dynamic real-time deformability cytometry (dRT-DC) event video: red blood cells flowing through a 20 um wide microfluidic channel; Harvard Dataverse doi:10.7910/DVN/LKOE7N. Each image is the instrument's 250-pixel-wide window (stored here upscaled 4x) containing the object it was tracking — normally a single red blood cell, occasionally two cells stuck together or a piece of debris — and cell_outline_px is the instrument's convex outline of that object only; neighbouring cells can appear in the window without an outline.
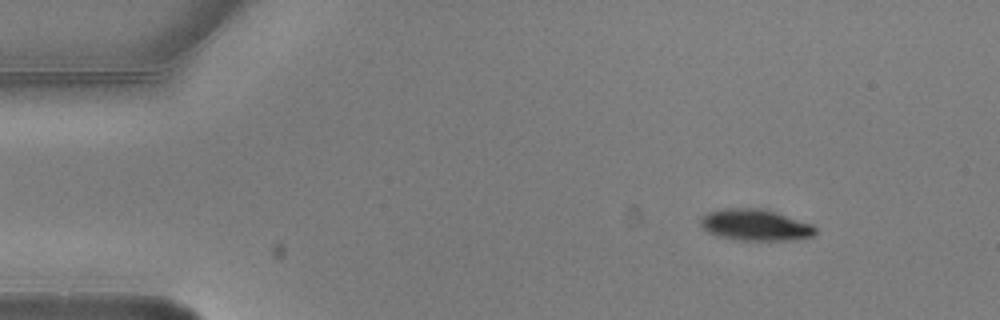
{"species": "common noctule bat (a hibernating species)", "species_latin": "Nyctalus noctula", "temperature_condition": "warm", "stored_images_in_passage": 6, "camera_frame_rate_fps": 3000, "um_per_image_px": 0.085, "animal": {"sex": "male", "body_mass_g": 20.5, "forearm_length_mm": 52.5}, "frame": {"image": 1, "passage_image": 1, "time_ms": 0.0, "image_size_px": [1000, 320], "cell_outline_px": [[816, 232], [812, 236], [796, 240], [736, 240], [716, 236], [708, 232], [700, 224], [700, 220], [708, 212], [724, 208], [760, 208], [812, 224], [816, 228]], "centroid_in_image_um": [64.18, 19.14], "position_along_channel_um": 20.8, "area_um2": 20.87}}
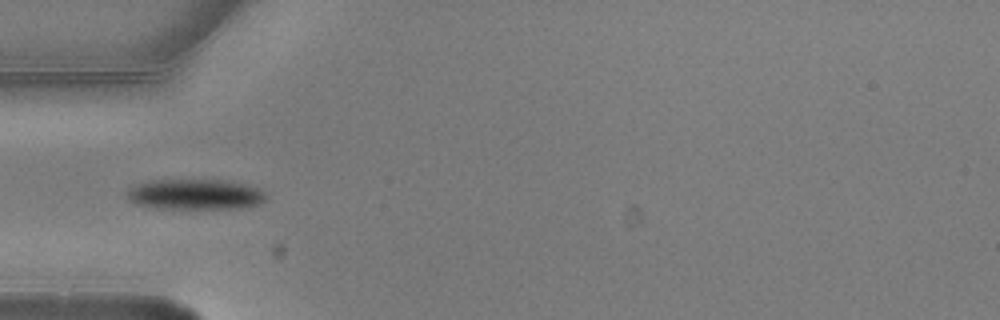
{"frame": {"image": 2, "passage_image": 4, "time_ms": 1.0, "image_size_px": [1000, 320], "cell_outline_px": [[268, 196], [260, 204], [244, 208], [160, 208], [136, 204], [128, 200], [124, 192], [128, 188], [152, 180], [220, 180], [244, 184], [260, 188]], "centroid_in_image_um": [16.59, 16.52], "position_along_channel_um": 68.4, "area_um2": 24.68}}
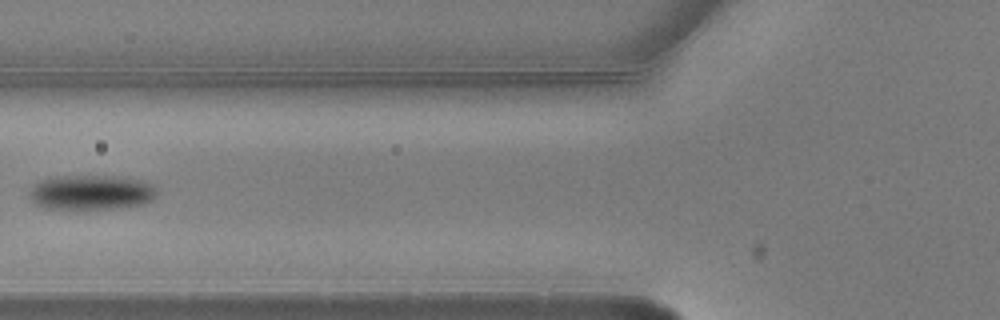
{"frame": {"image": 3, "passage_image": 5, "time_ms": 1.333, "image_size_px": [1000, 320], "cell_outline_px": [[156, 196], [152, 200], [140, 204], [116, 208], [76, 212], [48, 208], [36, 204], [28, 196], [28, 192], [40, 180], [56, 176], [116, 176], [140, 180], [156, 188]], "centroid_in_image_um": [7.69, 16.39], "position_along_channel_um": 118.1, "area_um2": 26.41}}